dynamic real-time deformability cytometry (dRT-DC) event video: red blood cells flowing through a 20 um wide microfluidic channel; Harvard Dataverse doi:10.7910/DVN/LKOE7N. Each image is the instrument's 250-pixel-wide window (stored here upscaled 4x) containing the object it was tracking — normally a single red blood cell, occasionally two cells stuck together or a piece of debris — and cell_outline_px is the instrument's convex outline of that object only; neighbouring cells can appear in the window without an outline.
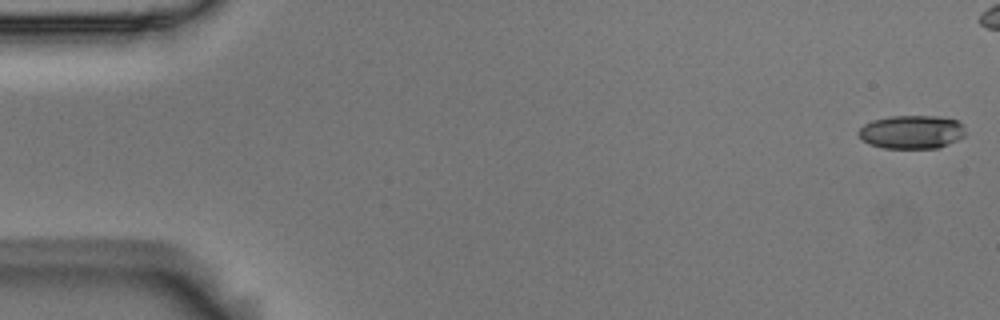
{"species": "Egyptian fruit bat (a non-hibernating species)", "species_latin": "Rousettus aegyptiacus", "temperature_condition": "room temperature", "stored_images_in_passage": 6, "camera_frame_rate_fps": 3000, "um_per_image_px": 0.085, "animal": {"sex": "male"}, "frame": {"image": 1, "passage_image": 1, "time_ms": 0.0, "image_size_px": [1000, 320], "cell_outline_px": [[964, 136], [940, 148], [884, 148], [868, 144], [856, 132], [864, 124], [872, 120], [892, 116], [940, 116], [956, 120], [964, 124]], "centroid_in_image_um": [77.49, 11.21], "position_along_channel_um": 7.5, "area_um2": 20.92}}
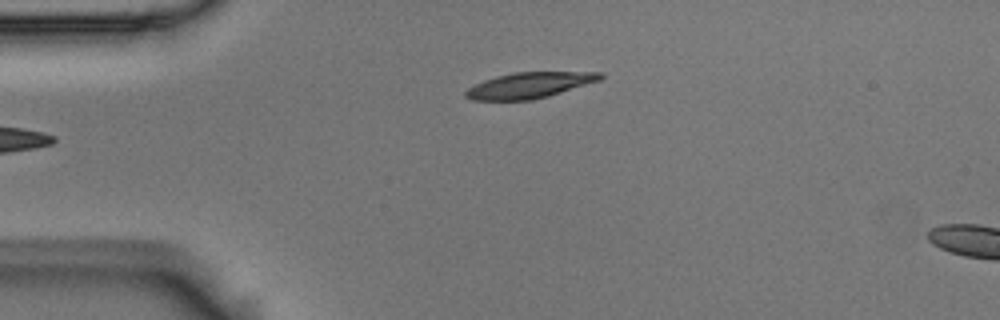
{"frame": {"image": 2, "passage_image": 6, "time_ms": 1.667, "image_size_px": [1000, 320], "cell_outline_px": [[604, 76], [600, 80], [548, 96], [532, 100], [472, 100], [464, 96], [464, 92], [468, 88], [484, 80], [496, 76], [512, 72], [604, 72]], "centroid_in_image_um": [44.99, 7.24], "position_along_channel_um": 40.0, "area_um2": 20.17}}